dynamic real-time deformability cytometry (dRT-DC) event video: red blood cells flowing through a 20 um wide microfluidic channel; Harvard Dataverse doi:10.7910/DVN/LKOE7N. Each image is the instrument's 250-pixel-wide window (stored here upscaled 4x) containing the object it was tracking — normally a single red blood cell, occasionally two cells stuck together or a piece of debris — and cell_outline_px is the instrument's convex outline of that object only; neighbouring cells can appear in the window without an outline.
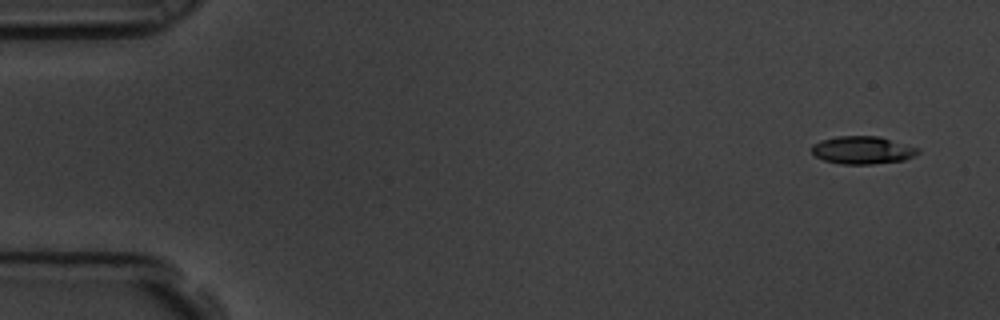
{"species": "common noctule bat (a hibernating species)", "species_latin": "Nyctalus noctula", "temperature_condition": "room temperature", "stored_images_in_passage": 4, "camera_frame_rate_fps": 3000, "um_per_image_px": 0.085, "animal": {"sex": "male", "body_mass_g": 19.5, "forearm_length_mm": 54.6}, "frame": {"image": 1, "passage_image": 1, "time_ms": 0.0, "image_size_px": [1000, 320], "cell_outline_px": [[920, 152], [916, 156], [904, 160], [872, 164], [840, 164], [824, 160], [816, 156], [812, 152], [812, 144], [820, 140], [836, 136], [880, 136], [920, 148]], "centroid_in_image_um": [73.34, 12.75], "position_along_channel_um": 11.7, "area_um2": 17.4}}